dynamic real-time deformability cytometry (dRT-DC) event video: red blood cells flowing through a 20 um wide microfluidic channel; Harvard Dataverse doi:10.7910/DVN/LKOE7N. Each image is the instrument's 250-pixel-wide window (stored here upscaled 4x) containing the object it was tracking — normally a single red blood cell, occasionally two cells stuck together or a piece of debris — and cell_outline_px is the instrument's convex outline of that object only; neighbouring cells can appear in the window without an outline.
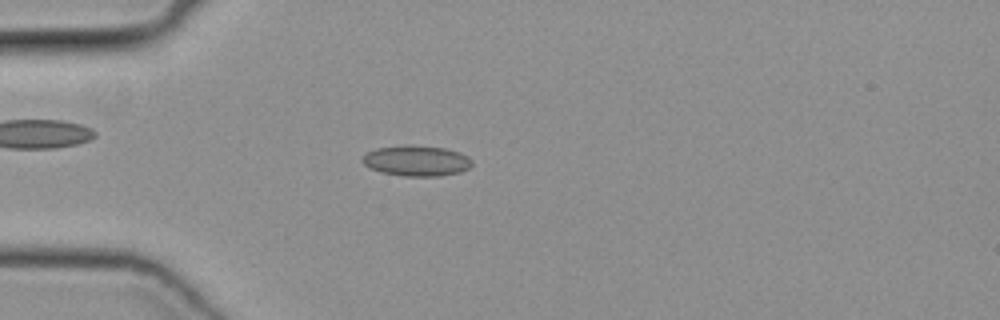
{"species": "common noctule bat (a hibernating species)", "species_latin": "Nyctalus noctula", "temperature_condition": "cold", "stored_images_in_passage": 43, "camera_frame_rate_fps": 3000, "um_per_image_px": 0.085, "animal": {"sex": "female", "body_mass_g": 19.3, "forearm_length_mm": 54.1}, "frame": {"image": 1, "passage_image": 8, "time_ms": 2.333, "image_size_px": [1000, 320], "cell_outline_px": [[472, 164], [468, 168], [460, 172], [440, 176], [404, 176], [380, 172], [364, 164], [360, 160], [368, 152], [376, 148], [444, 148], [460, 152], [468, 156], [472, 160]], "centroid_in_image_um": [35.44, 13.72], "position_along_channel_um": 49.6, "area_um2": 18.61}}
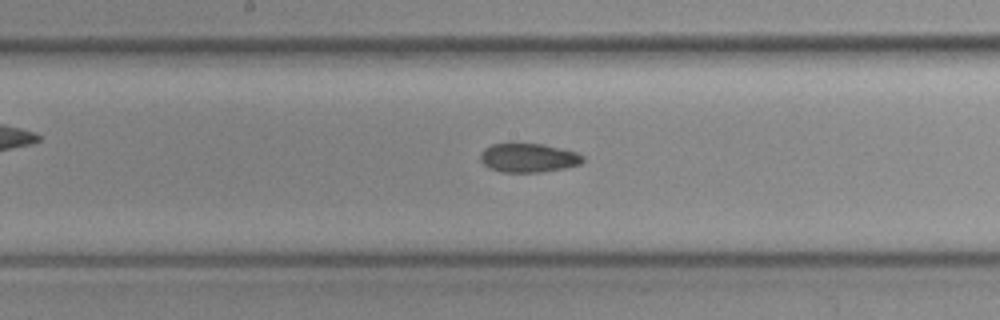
{"frame": {"image": 2, "passage_image": 20, "time_ms": 6.333, "image_size_px": [1000, 320], "cell_outline_px": [[584, 160], [580, 164], [564, 168], [540, 172], [500, 172], [488, 168], [480, 160], [480, 152], [484, 148], [492, 144], [544, 144], [576, 152], [584, 156]], "centroid_in_image_um": [44.89, 13.42], "position_along_channel_um": 203.3, "area_um2": 17.28}}
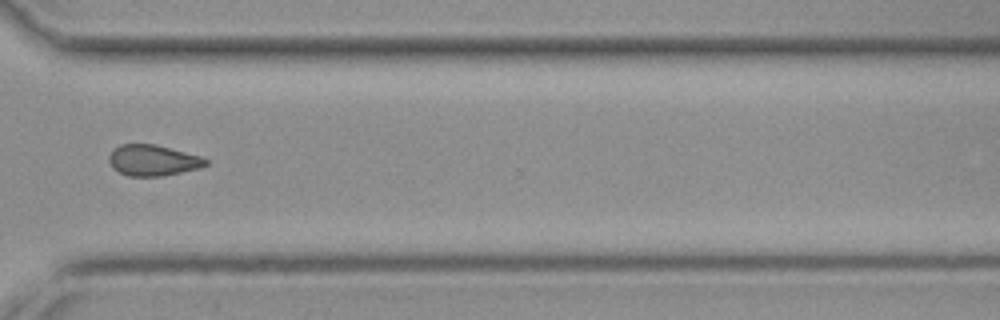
{"frame": {"image": 3, "passage_image": 31, "time_ms": 10.0, "image_size_px": [1000, 320], "cell_outline_px": [[208, 164], [200, 168], [160, 176], [128, 176], [112, 168], [108, 160], [108, 156], [120, 144], [156, 144], [200, 156], [208, 160]], "centroid_in_image_um": [12.99, 13.62], "position_along_channel_um": 357.6, "area_um2": 17.34}}